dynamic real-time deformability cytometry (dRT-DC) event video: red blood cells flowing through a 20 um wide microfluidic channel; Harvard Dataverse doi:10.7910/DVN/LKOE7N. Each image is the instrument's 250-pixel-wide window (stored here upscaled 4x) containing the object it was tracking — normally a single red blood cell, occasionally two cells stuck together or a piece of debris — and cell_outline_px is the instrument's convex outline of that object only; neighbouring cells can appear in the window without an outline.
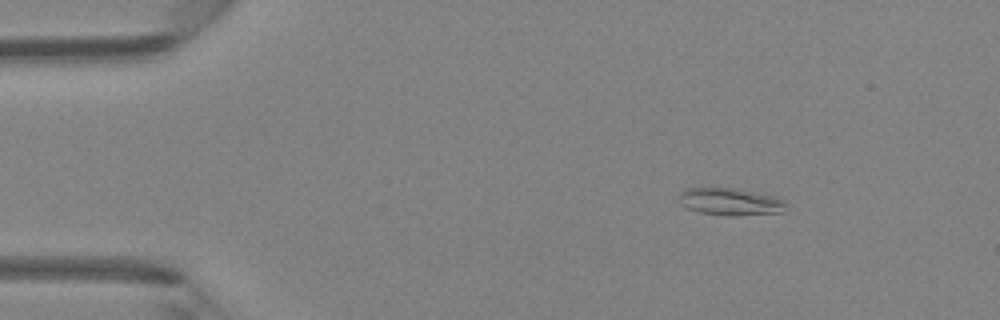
{"species": "Egyptian fruit bat (a non-hibernating species)", "species_latin": "Rousettus aegyptiacus", "temperature_condition": "room temperature", "stored_images_in_passage": 4, "camera_frame_rate_fps": 3000, "um_per_image_px": 0.085, "animal": {"sex": "female"}, "frame": {"image": 1, "passage_image": 1, "time_ms": 0.0, "image_size_px": [1000, 320], "cell_outline_px": [[788, 208], [784, 212], [736, 216], [728, 216], [700, 212], [688, 208], [680, 204], [680, 192], [684, 188], [712, 184], [736, 188], [776, 196], [784, 200], [788, 204]], "centroid_in_image_um": [62.07, 17.09], "position_along_channel_um": 22.9, "area_um2": 18.03}}